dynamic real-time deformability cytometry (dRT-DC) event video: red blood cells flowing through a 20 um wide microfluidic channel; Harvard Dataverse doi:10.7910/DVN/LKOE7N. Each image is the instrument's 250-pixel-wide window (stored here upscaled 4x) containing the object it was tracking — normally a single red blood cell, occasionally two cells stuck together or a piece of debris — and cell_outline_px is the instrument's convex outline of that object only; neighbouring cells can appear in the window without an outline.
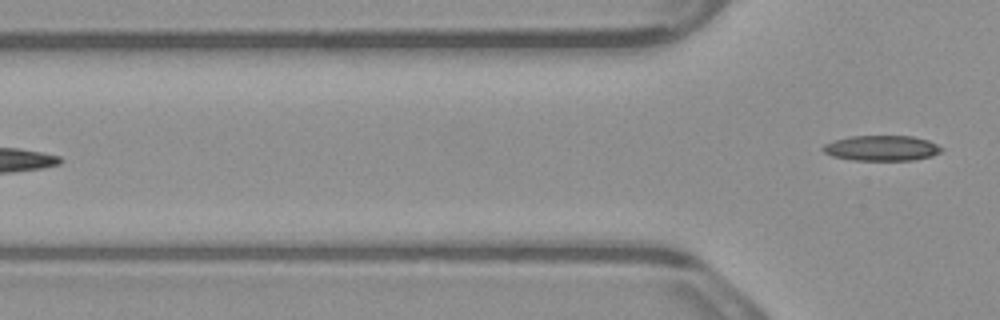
{"species": "common noctule bat (a hibernating species)", "species_latin": "Nyctalus noctula", "temperature_condition": "warm", "stored_images_in_passage": 6, "camera_frame_rate_fps": 3000, "um_per_image_px": 0.085, "animal": {"sex": "male", "body_mass_g": 23.1, "forearm_length_mm": 52.7}, "frame": {"image": 1, "passage_image": 6, "time_ms": 1.667, "image_size_px": [1000, 320], "cell_outline_px": [[944, 148], [940, 152], [932, 156], [912, 160], [852, 160], [832, 156], [824, 152], [820, 148], [824, 144], [836, 140], [852, 136], [912, 136], [928, 140]], "centroid_in_image_um": [74.94, 12.59], "position_along_channel_um": 50.9, "area_um2": 17.46}}